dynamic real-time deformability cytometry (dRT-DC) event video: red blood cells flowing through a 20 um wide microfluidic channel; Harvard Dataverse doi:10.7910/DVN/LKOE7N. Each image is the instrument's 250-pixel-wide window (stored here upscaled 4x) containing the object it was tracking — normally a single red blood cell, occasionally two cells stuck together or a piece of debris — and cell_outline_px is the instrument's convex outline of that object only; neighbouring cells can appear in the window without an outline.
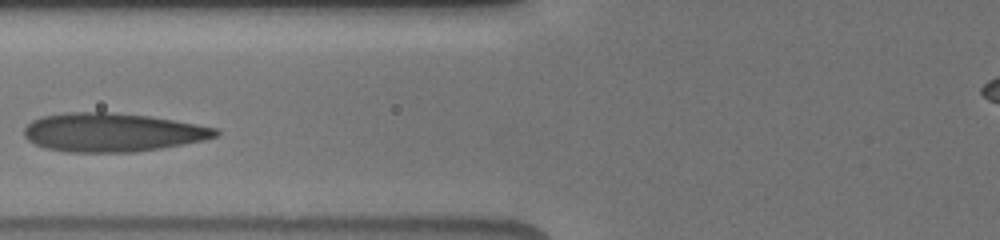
{"species": "human", "species_latin": "Homo sapiens", "temperature_condition": "cold", "stored_images_in_passage": 8, "camera_frame_rate_fps": 3000, "um_per_image_px": 0.085, "donor": {"sex": "male"}, "frame": {"image": 1, "passage_image": 6, "time_ms": 4.0, "image_size_px": [1000, 240], "cell_outline_px": [[220, 132], [216, 136], [204, 140], [160, 148], [132, 152], [64, 152], [44, 148], [28, 140], [24, 136], [24, 128], [32, 120], [40, 116], [64, 112], [112, 112], [148, 116], [196, 124], [216, 128]], "centroid_in_image_um": [9.49, 11.25], "position_along_channel_um": 116.3, "area_um2": 43.12}}